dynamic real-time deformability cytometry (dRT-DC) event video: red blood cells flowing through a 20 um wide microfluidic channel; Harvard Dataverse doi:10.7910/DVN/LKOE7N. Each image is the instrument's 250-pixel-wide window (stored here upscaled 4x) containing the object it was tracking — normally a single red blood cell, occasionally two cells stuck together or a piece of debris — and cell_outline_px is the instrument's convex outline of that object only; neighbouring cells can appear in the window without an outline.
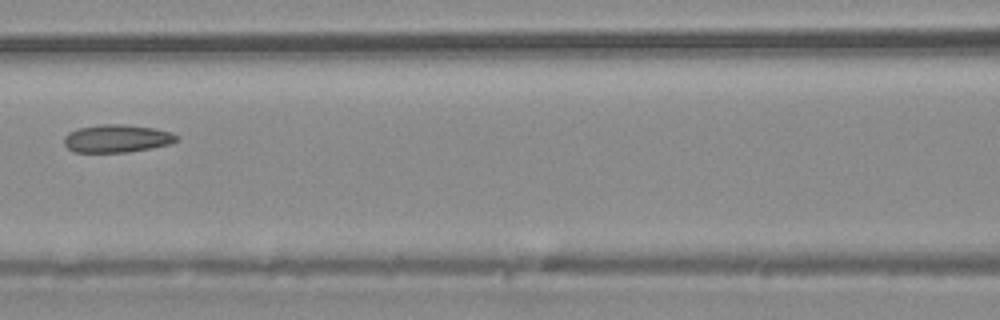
{"species": "common noctule bat (a hibernating species)", "species_latin": "Nyctalus noctula", "temperature_condition": "warm", "stored_images_in_passage": 5, "camera_frame_rate_fps": 3000, "um_per_image_px": 0.085, "animal": {"sex": "male", "body_mass_g": 20.4}, "frame": {"image": 1, "passage_image": 5, "time_ms": 4.333, "image_size_px": [1000, 320], "cell_outline_px": [[180, 136], [176, 140], [168, 144], [152, 148], [128, 152], [76, 152], [68, 148], [64, 144], [64, 136], [68, 132], [80, 128], [100, 124], [124, 124], [156, 128], [172, 132]], "centroid_in_image_um": [9.95, 11.76], "position_along_channel_um": 156.7, "area_um2": 18.32}}